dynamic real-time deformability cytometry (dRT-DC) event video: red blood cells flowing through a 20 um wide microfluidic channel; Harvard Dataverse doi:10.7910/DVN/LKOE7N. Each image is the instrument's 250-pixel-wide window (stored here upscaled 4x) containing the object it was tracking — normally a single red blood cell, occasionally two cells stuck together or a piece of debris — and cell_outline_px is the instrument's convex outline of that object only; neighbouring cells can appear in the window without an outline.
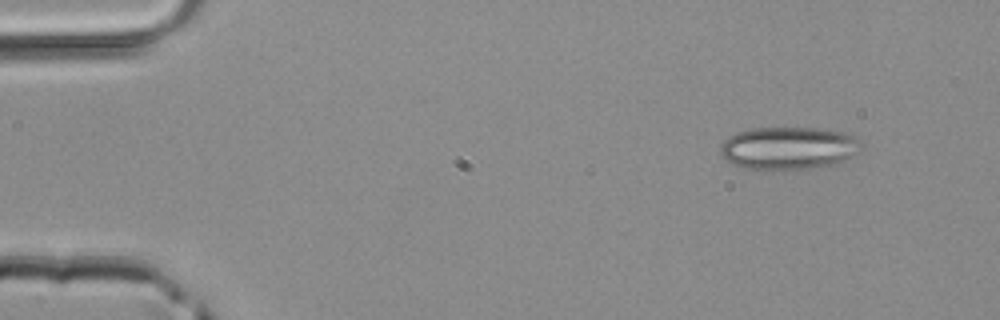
{"species": "common noctule bat (a hibernating species)", "species_latin": "Nyctalus noctula", "temperature_condition": "room temperature", "stored_images_in_passage": 3, "camera_frame_rate_fps": 3000, "um_per_image_px": 0.085, "animal": {"sex": "male", "body_mass_g": 20.4}, "frame": {"image": 1, "passage_image": 1, "time_ms": 0.0, "image_size_px": [1000, 320], "cell_outline_px": [[860, 140], [856, 152], [852, 156], [840, 164], [816, 168], [784, 172], [772, 172], [744, 168], [732, 164], [724, 160], [720, 152], [720, 144], [728, 136], [736, 132], [752, 128], [816, 128], [852, 132]], "centroid_in_image_um": [67.01, 12.63], "position_along_channel_um": 18.0, "area_um2": 36.47}}